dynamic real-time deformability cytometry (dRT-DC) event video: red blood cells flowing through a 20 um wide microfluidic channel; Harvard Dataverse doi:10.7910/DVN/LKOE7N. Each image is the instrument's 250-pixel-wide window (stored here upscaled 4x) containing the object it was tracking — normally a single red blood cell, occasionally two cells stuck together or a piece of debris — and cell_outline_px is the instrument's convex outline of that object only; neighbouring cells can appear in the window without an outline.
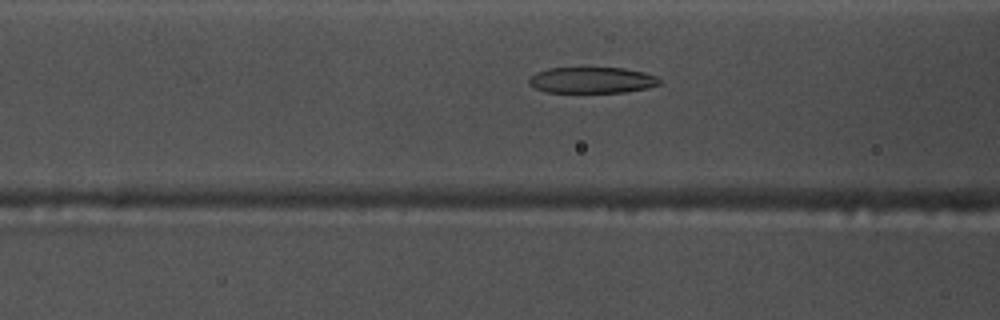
{"species": "common noctule bat (a hibernating species)", "species_latin": "Nyctalus noctula", "temperature_condition": "warm", "stored_images_in_passage": 52, "camera_frame_rate_fps": 3000, "um_per_image_px": 0.085, "animal": {"sex": "male", "body_mass_g": 17.5, "forearm_length_mm": 52.3}, "frame": {"image": 1, "passage_image": 19, "time_ms": 6.0, "image_size_px": [1000, 320], "cell_outline_px": [[664, 84], [648, 88], [624, 92], [544, 92], [528, 84], [528, 80], [536, 72], [548, 68], [624, 68], [644, 72], [656, 76]], "centroid_in_image_um": [50.34, 6.81], "position_along_channel_um": 116.3, "area_um2": 19.94}}
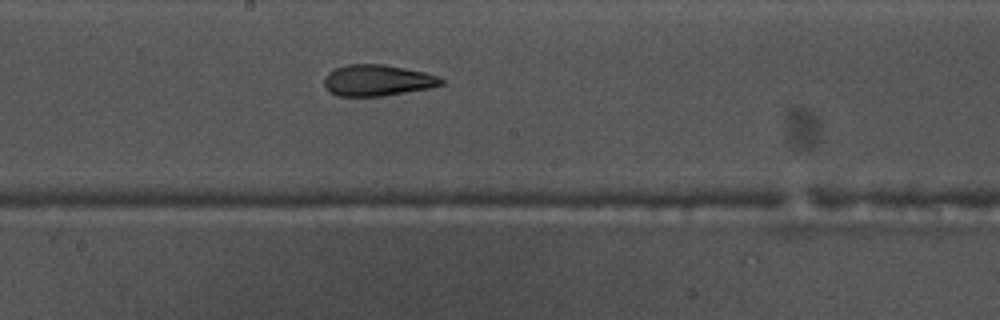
{"frame": {"image": 2, "passage_image": 27, "time_ms": 8.667, "image_size_px": [1000, 320], "cell_outline_px": [[444, 84], [428, 88], [384, 96], [336, 96], [328, 92], [324, 88], [324, 76], [328, 72], [336, 68], [348, 64], [384, 64], [424, 72], [436, 76], [444, 80]], "centroid_in_image_um": [32.02, 6.83], "position_along_channel_um": 216.2, "area_um2": 21.39}}
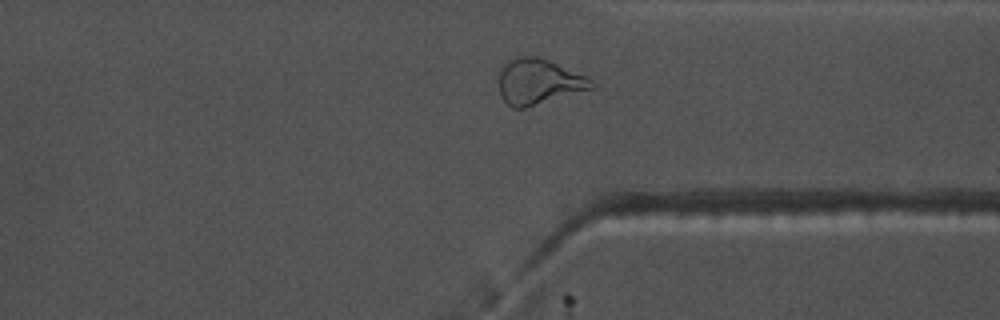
{"frame": {"image": 3, "passage_image": 39, "time_ms": 12.667, "image_size_px": [1000, 320], "cell_outline_px": [[596, 88], [524, 108], [512, 108], [500, 96], [500, 72], [504, 64], [508, 60], [520, 56], [536, 56], [548, 60], [588, 76], [596, 84]], "centroid_in_image_um": [45.83, 6.95], "position_along_channel_um": 365.6, "area_um2": 24.62}, "authors_computed_cell_mechanics": {"area_um2": 22.6576, "velocity_mm_per_s": 3.7536, "shape_relaxation_time_tau1_ms": 6.4782, "shape_relaxation_time_tau2_ms": 2.1482, "deformation_change_tau1": 0.2222, "deformation_change_tau2": 0.1093}}